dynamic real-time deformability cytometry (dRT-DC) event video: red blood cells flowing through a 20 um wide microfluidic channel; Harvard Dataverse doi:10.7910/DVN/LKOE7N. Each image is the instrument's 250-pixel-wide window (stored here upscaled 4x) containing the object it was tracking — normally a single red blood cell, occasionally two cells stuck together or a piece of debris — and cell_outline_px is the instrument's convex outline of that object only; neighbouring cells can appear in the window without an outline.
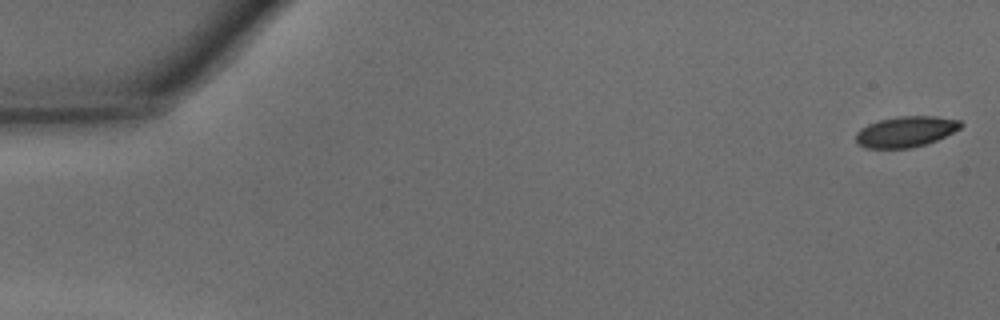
{"species": "common noctule bat (a hibernating species)", "species_latin": "Nyctalus noctula", "temperature_condition": "warm", "stored_images_in_passage": 47, "camera_frame_rate_fps": 3000, "um_per_image_px": 0.085, "animal": {"sex": "male", "body_mass_g": 15.6}, "frame": {"image": 1, "passage_image": 1, "time_ms": 0.0, "image_size_px": [1000, 320], "cell_outline_px": [[964, 124], [960, 128], [928, 144], [912, 148], [864, 148], [856, 144], [856, 132], [860, 128], [868, 124], [880, 120], [896, 116], [936, 116], [960, 120]], "centroid_in_image_um": [76.97, 11.19], "position_along_channel_um": 8.0, "area_um2": 18.96}}
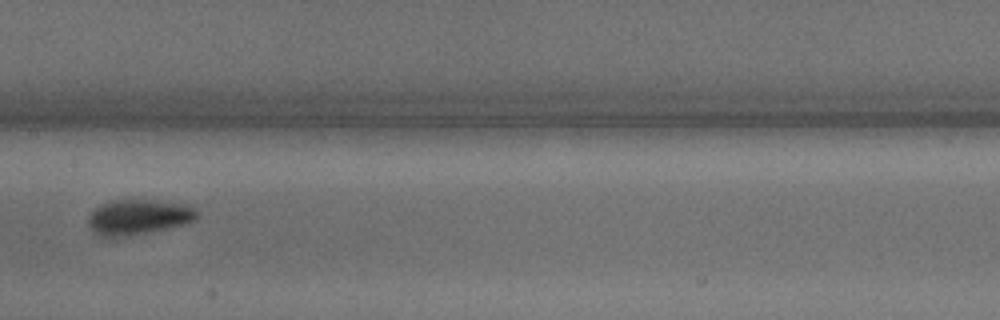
{"frame": {"image": 2, "passage_image": 24, "time_ms": 7.667, "image_size_px": [1000, 320], "cell_outline_px": [[196, 220], [164, 228], [128, 236], [100, 236], [92, 232], [88, 224], [88, 216], [100, 204], [116, 200], [148, 200], [180, 204], [192, 208], [196, 212]], "centroid_in_image_um": [11.66, 18.45], "position_along_channel_um": 195.7, "area_um2": 21.56}}
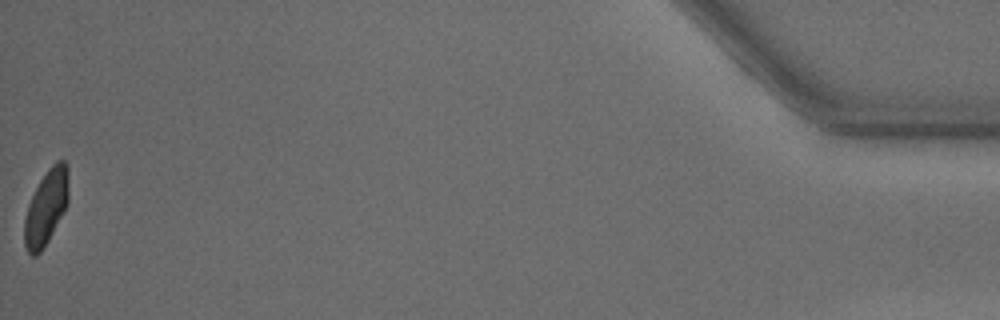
{"frame": {"image": 3, "passage_image": 47, "time_ms": 15.333, "image_size_px": [1000, 320], "cell_outline_px": [[68, 204], [48, 240], [40, 252], [36, 256], [32, 256], [28, 252], [24, 244], [24, 220], [28, 204], [40, 180], [48, 168], [56, 160], [64, 160], [68, 164]], "centroid_in_image_um": [3.93, 17.6], "position_along_channel_um": 431.3, "area_um2": 19.31}, "authors_computed_cell_mechanics": {"area_um2": 20.519, "velocity_mm_per_s": 4.3253, "shape_relaxation_time_tau1_ms": 2.4656, "shape_relaxation_time_tau2_ms": 1.3317, "deformation_change_tau1": 0.119, "deformation_change_tau2": 0.0465}}